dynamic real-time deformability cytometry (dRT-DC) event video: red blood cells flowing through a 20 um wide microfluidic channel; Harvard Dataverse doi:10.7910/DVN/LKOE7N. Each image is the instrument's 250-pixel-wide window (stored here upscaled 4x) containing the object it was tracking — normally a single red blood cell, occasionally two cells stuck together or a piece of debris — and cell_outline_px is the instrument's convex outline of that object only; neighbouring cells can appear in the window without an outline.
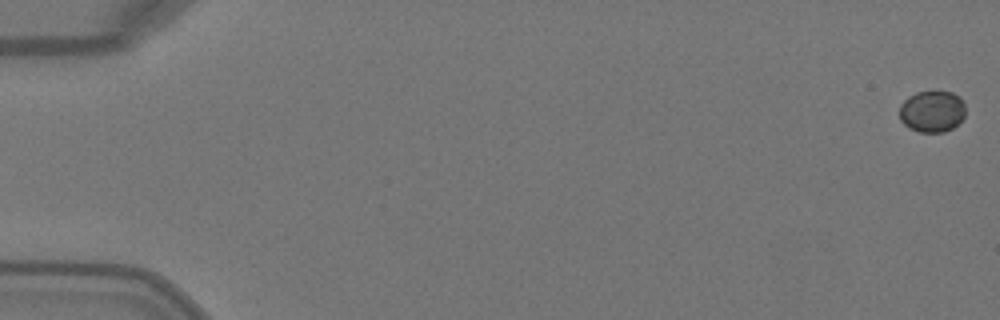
{"species": "Egyptian fruit bat (a non-hibernating species)", "species_latin": "Rousettus aegyptiacus", "temperature_condition": "warm", "stored_images_in_passage": 51, "camera_frame_rate_fps": 3000, "um_per_image_px": 0.085, "animal": {"sex": "female"}, "frame": {"image": 1, "passage_image": 1, "time_ms": 0.0, "image_size_px": [1000, 320], "cell_outline_px": [[964, 116], [952, 128], [944, 132], [920, 132], [908, 128], [900, 120], [900, 104], [908, 96], [916, 92], [952, 92], [960, 96], [964, 100]], "centroid_in_image_um": [79.21, 9.46], "position_along_channel_um": 5.8, "area_um2": 16.01}}
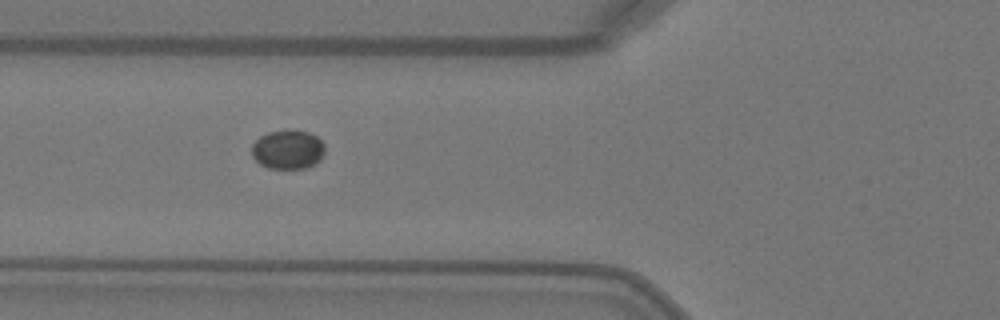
{"frame": {"image": 2, "passage_image": 20, "time_ms": 6.333, "image_size_px": [1000, 320], "cell_outline_px": [[324, 156], [316, 164], [304, 168], [268, 168], [260, 164], [252, 156], [252, 144], [260, 136], [268, 132], [284, 128], [292, 128], [308, 132], [316, 136], [324, 144]], "centroid_in_image_um": [24.47, 12.68], "position_along_channel_um": 101.3, "area_um2": 17.05}}
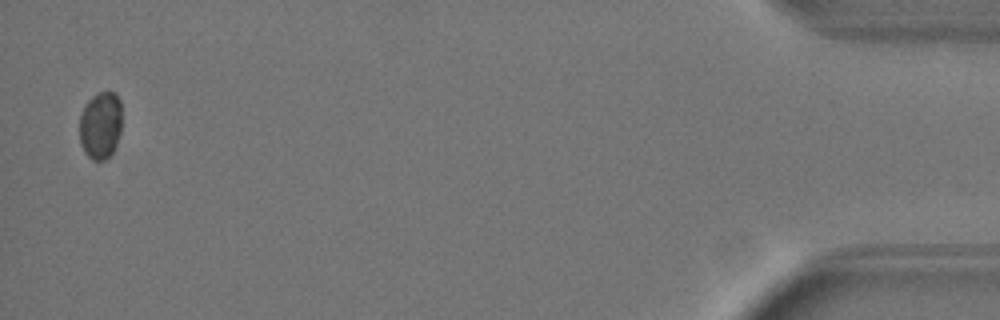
{"frame": {"image": 3, "passage_image": 50, "time_ms": 16.333, "image_size_px": [1000, 320], "cell_outline_px": [[120, 132], [116, 144], [112, 152], [104, 160], [92, 160], [84, 152], [80, 144], [80, 116], [84, 104], [96, 92], [112, 92], [120, 100]], "centroid_in_image_um": [8.51, 10.65], "position_along_channel_um": 426.7, "area_um2": 16.59}}